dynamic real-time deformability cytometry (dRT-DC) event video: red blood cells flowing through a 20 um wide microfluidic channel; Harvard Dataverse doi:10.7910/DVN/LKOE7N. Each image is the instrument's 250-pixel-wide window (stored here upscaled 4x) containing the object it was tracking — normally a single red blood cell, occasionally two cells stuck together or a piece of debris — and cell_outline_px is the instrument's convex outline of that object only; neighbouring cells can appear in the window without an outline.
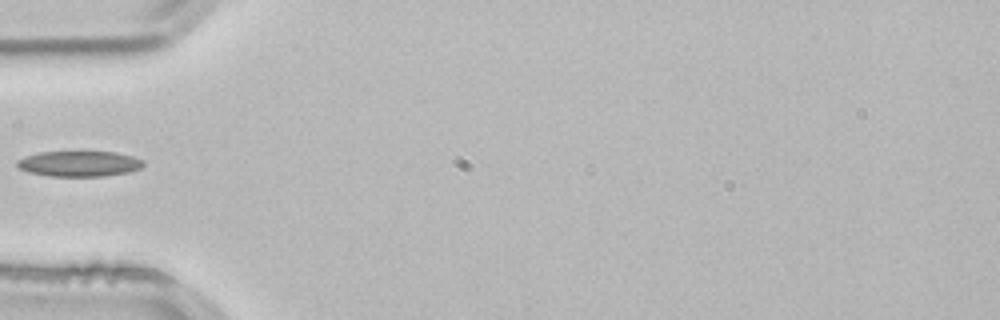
{"species": "common noctule bat (a hibernating species)", "species_latin": "Nyctalus noctula", "temperature_condition": "room temperature", "stored_images_in_passage": 7, "camera_frame_rate_fps": 3000, "um_per_image_px": 0.085, "animal": {"sex": "male", "body_mass_g": 21.5, "forearm_length_mm": 52.0}, "frame": {"image": 1, "passage_image": 1, "time_ms": 0.0, "image_size_px": [1000, 320], "cell_outline_px": [[144, 164], [140, 168], [128, 172], [104, 176], [48, 176], [28, 172], [20, 168], [16, 164], [16, 160], [24, 156], [40, 152], [80, 148], [84, 148], [116, 152], [132, 156], [144, 160]], "centroid_in_image_um": [6.72, 13.85], "position_along_channel_um": 78.3, "area_um2": 19.94}}